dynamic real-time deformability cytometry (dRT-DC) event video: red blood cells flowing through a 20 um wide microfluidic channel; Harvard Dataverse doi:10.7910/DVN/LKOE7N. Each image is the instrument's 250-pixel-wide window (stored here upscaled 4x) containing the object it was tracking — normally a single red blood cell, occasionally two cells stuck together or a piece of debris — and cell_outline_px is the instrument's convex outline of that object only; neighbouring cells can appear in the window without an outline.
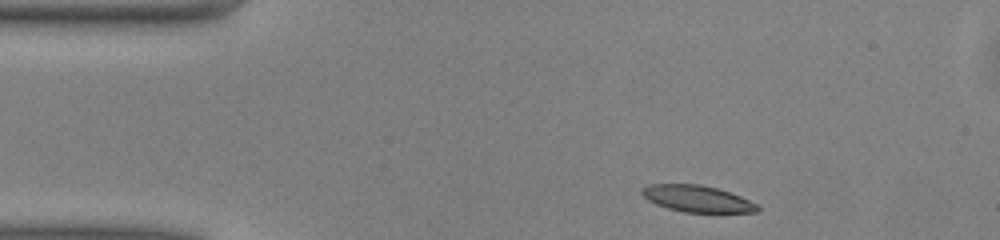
{"species": "common noctule bat (a hibernating species)", "species_latin": "Nyctalus noctula", "temperature_condition": "warm", "stored_images_in_passage": 43, "camera_frame_rate_fps": 3000, "um_per_image_px": 0.085, "animal": {"sex": "male", "body_mass_g": 13.0, "forearm_length_mm": 53.1}, "frame": {"image": 1, "passage_image": 1, "time_ms": 0.0, "image_size_px": [1000, 240], "cell_outline_px": [[760, 208], [756, 212], [684, 212], [668, 208], [656, 204], [648, 200], [640, 192], [640, 188], [648, 184], [700, 184], [716, 188], [740, 196], [756, 204]], "centroid_in_image_um": [59.21, 16.88], "position_along_channel_um": 25.8, "area_um2": 17.74}}
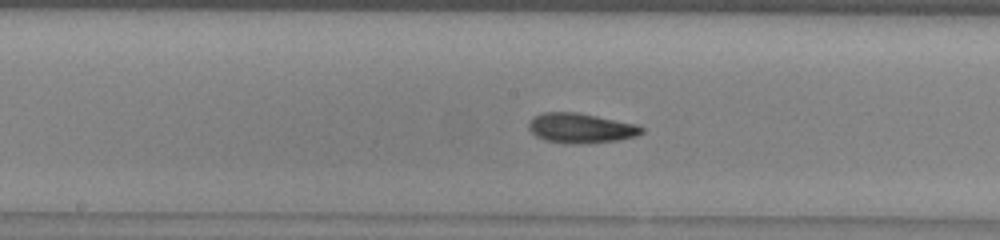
{"frame": {"image": 2, "passage_image": 18, "time_ms": 5.667, "image_size_px": [1000, 240], "cell_outline_px": [[644, 132], [636, 136], [616, 140], [576, 144], [564, 144], [544, 140], [536, 136], [528, 128], [528, 124], [532, 116], [544, 112], [576, 112], [636, 124], [644, 128]], "centroid_in_image_um": [49.32, 10.89], "position_along_channel_um": 198.9, "area_um2": 19.65}}
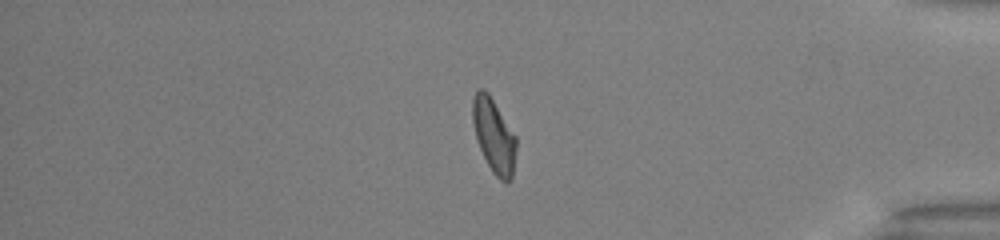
{"frame": {"image": 3, "passage_image": 35, "time_ms": 11.333, "image_size_px": [1000, 240], "cell_outline_px": [[516, 152], [512, 176], [508, 184], [504, 184], [492, 172], [480, 148], [476, 136], [472, 120], [472, 96], [476, 88], [484, 88], [488, 92], [516, 136]], "centroid_in_image_um": [41.97, 11.51], "position_along_channel_um": 393.2, "area_um2": 18.96}, "authors_computed_cell_mechanics": {"area_um2": 18.9006, "velocity_mm_per_s": 4.0628, "shape_relaxation_time_tau1_ms": 4.8755, "shape_relaxation_time_tau2_ms": 2.9731, "deformation_change_tau1": 0.1604, "deformation_change_tau2": 0.1051}}